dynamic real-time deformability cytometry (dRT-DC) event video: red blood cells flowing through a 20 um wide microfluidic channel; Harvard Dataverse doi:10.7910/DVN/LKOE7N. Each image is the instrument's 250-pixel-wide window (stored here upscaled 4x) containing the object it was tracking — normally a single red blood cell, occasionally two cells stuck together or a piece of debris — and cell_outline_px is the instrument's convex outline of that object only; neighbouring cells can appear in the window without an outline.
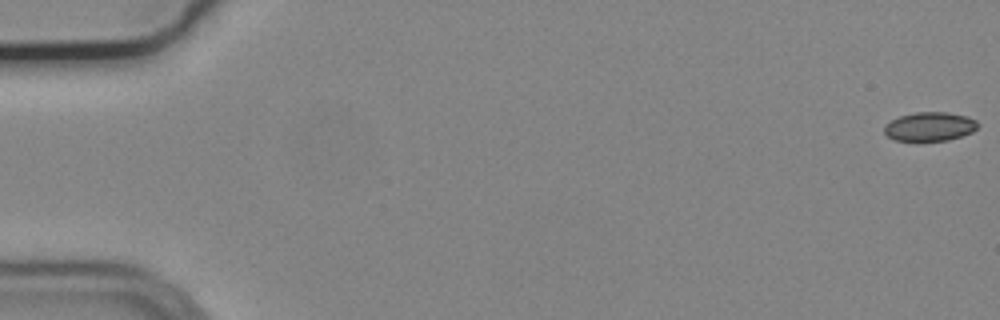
{"species": "common noctule bat (a hibernating species)", "species_latin": "Nyctalus noctula", "temperature_condition": "cold", "stored_images_in_passage": 56, "camera_frame_rate_fps": 3000, "um_per_image_px": 0.085, "animal": {"sex": "male", "body_mass_g": 19.2, "forearm_length_mm": 51.8}, "frame": {"image": 1, "passage_image": 1, "time_ms": 0.0, "image_size_px": [1000, 320], "cell_outline_px": [[980, 124], [972, 132], [948, 140], [896, 140], [888, 136], [884, 132], [884, 124], [900, 116], [916, 112], [948, 112], [968, 116], [976, 120]], "centroid_in_image_um": [79.05, 10.74], "position_along_channel_um": 6.0, "area_um2": 15.66}}
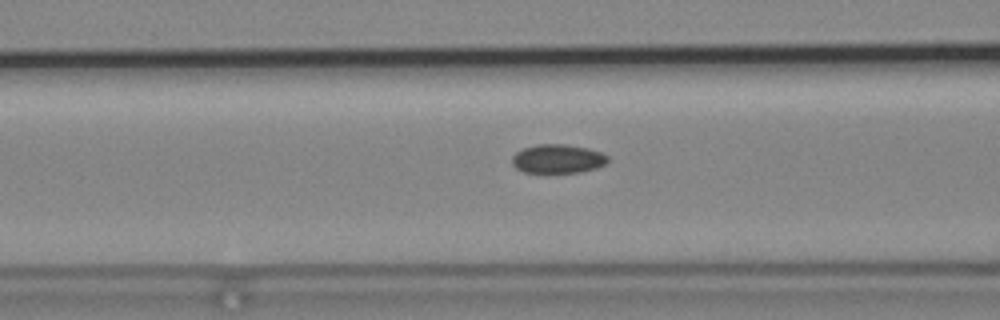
{"frame": {"image": 2, "passage_image": 23, "time_ms": 7.333, "image_size_px": [1000, 320], "cell_outline_px": [[608, 160], [604, 164], [596, 168], [580, 172], [524, 172], [516, 168], [512, 164], [512, 156], [516, 152], [524, 148], [536, 144], [568, 144], [588, 148], [600, 152], [608, 156]], "centroid_in_image_um": [47.4, 13.49], "position_along_channel_um": 119.2, "area_um2": 16.07}}
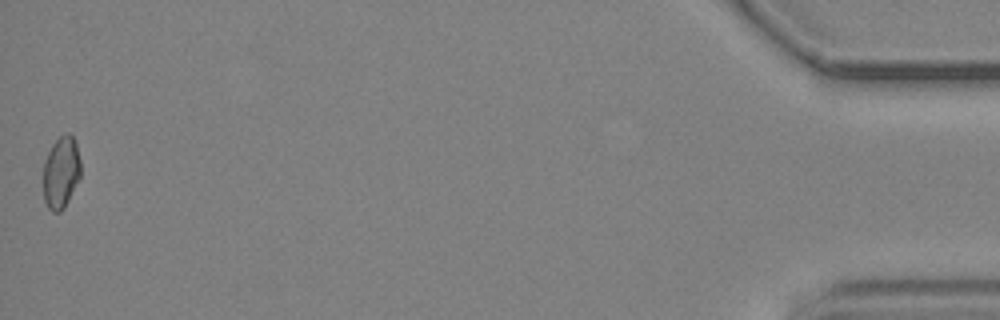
{"frame": {"image": 3, "passage_image": 56, "time_ms": 18.333, "image_size_px": [1000, 320], "cell_outline_px": [[80, 176], [64, 208], [60, 212], [52, 212], [48, 208], [44, 200], [44, 160], [52, 144], [60, 136], [68, 132], [72, 136], [76, 144], [80, 160]], "centroid_in_image_um": [5.18, 14.65], "position_along_channel_um": 430.0, "area_um2": 15.55}, "authors_computed_cell_mechanics": {"area_um2": 16.2129, "velocity_mm_per_s": 3.7155, "shape_relaxation_time_tau1_ms": null, "shape_relaxation_time_tau2_ms": 3.9285, "deformation_change_tau1": null, "deformation_change_tau2": 0.0665}}